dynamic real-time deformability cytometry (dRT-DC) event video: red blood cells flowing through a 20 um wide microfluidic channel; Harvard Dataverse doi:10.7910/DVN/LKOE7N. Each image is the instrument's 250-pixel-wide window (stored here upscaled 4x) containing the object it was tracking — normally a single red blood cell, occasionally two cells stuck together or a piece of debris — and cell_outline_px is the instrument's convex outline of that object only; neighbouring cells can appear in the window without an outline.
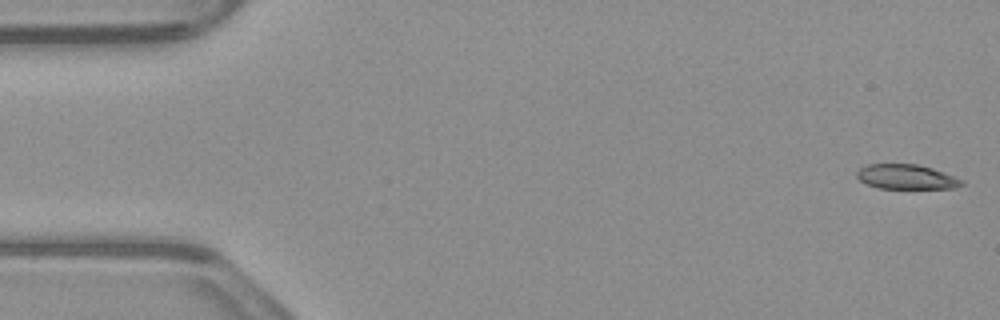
{"species": "common noctule bat (a hibernating species)", "species_latin": "Nyctalus noctula", "temperature_condition": "warm", "stored_images_in_passage": 50, "camera_frame_rate_fps": 3000, "um_per_image_px": 0.085, "animal": {"sex": "male", "body_mass_g": 23.1, "forearm_length_mm": 52.7}, "frame": {"image": 1, "passage_image": 1, "time_ms": 0.0, "image_size_px": [1000, 320], "cell_outline_px": [[964, 184], [956, 188], [880, 188], [868, 184], [860, 180], [856, 176], [856, 172], [860, 168], [868, 164], [916, 164], [932, 168], [944, 172], [964, 180]], "centroid_in_image_um": [77.06, 15.03], "position_along_channel_um": 7.9, "area_um2": 15.03}}
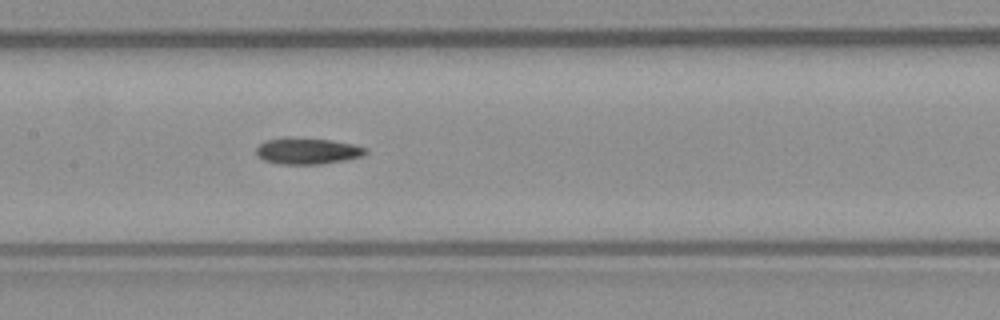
{"frame": {"image": 2, "passage_image": 25, "time_ms": 8.0, "image_size_px": [1000, 320], "cell_outline_px": [[368, 152], [364, 156], [344, 160], [320, 164], [280, 164], [264, 160], [256, 156], [256, 148], [264, 140], [284, 136], [288, 136], [332, 140], [352, 144], [368, 148]], "centroid_in_image_um": [26.11, 12.81], "position_along_channel_um": 181.3, "area_um2": 17.17}}
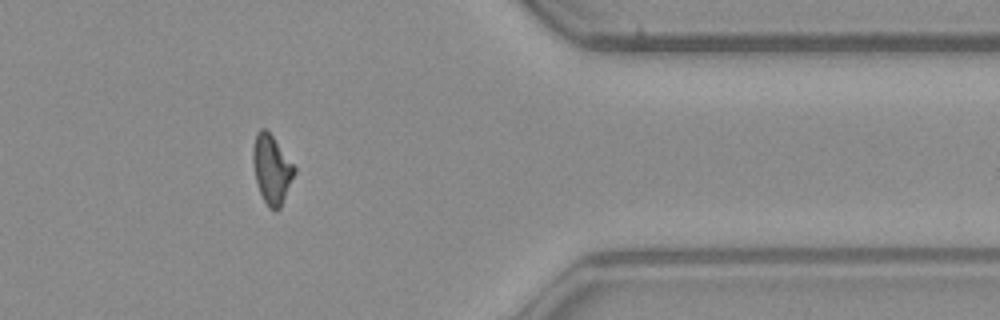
{"frame": {"image": 3, "passage_image": 43, "time_ms": 14.0, "image_size_px": [1000, 320], "cell_outline_px": [[296, 172], [280, 208], [276, 212], [268, 208], [260, 192], [256, 180], [252, 160], [252, 148], [256, 132], [260, 128], [264, 128], [272, 136], [296, 168]], "centroid_in_image_um": [23.08, 14.4], "position_along_channel_um": 388.3, "area_um2": 16.53}}